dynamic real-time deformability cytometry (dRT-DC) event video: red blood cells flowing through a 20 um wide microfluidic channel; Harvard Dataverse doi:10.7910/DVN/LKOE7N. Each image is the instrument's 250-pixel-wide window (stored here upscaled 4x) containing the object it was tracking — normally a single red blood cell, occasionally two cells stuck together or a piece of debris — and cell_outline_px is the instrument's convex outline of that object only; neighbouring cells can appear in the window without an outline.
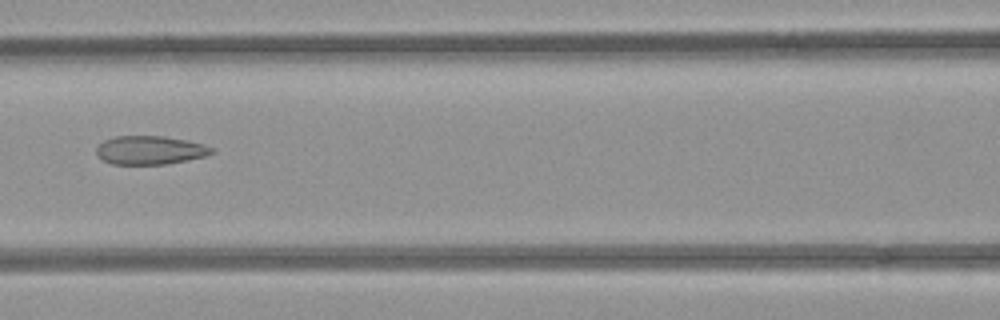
{"species": "common noctule bat (a hibernating species)", "species_latin": "Nyctalus noctula", "temperature_condition": "room temperature", "stored_images_in_passage": 34, "camera_frame_rate_fps": 3000, "um_per_image_px": 0.085, "animal": {"sex": "female", "body_mass_g": 21.9}, "frame": {"image": 1, "passage_image": 9, "time_ms": 2.667, "image_size_px": [1000, 320], "cell_outline_px": [[216, 152], [204, 156], [188, 160], [168, 164], [112, 164], [100, 160], [96, 156], [96, 148], [104, 140], [116, 136], [164, 136], [188, 140], [204, 144], [212, 148]], "centroid_in_image_um": [12.74, 12.77], "position_along_channel_um": 153.9, "area_um2": 19.42}}
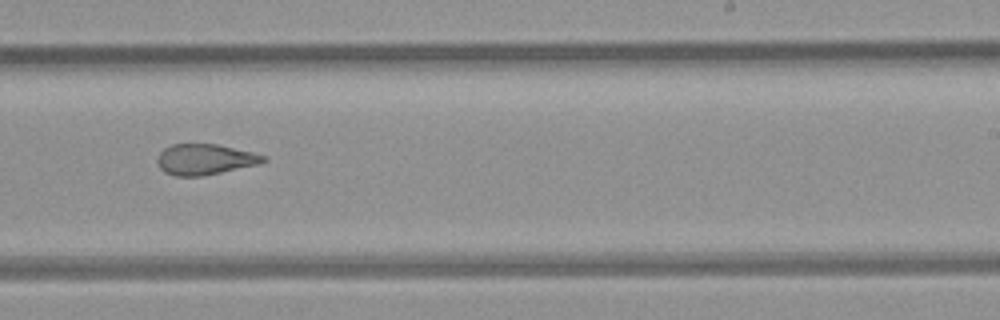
{"frame": {"image": 2, "passage_image": 18, "time_ms": 5.667, "image_size_px": [1000, 320], "cell_outline_px": [[268, 160], [260, 164], [200, 176], [176, 176], [164, 172], [160, 168], [156, 160], [160, 152], [164, 148], [172, 144], [216, 144], [252, 152], [268, 156]], "centroid_in_image_um": [17.43, 13.54], "position_along_channel_um": 271.6, "area_um2": 18.96}}
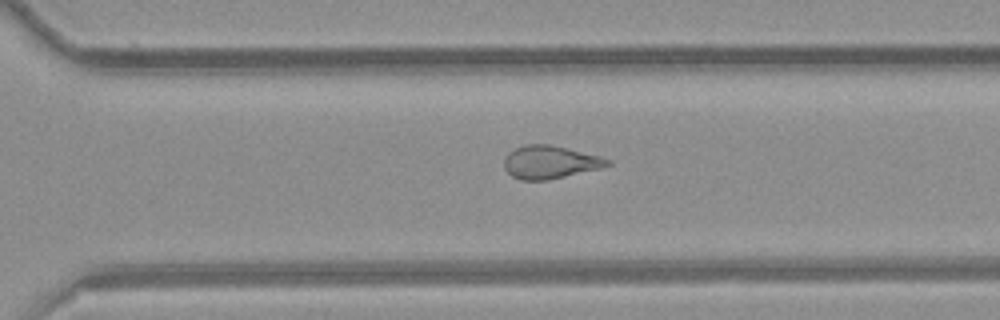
{"frame": {"image": 3, "passage_image": 22, "time_ms": 7.0, "image_size_px": [1000, 320], "cell_outline_px": [[612, 164], [600, 168], [548, 180], [520, 180], [512, 176], [504, 168], [504, 160], [508, 152], [524, 144], [548, 144], [600, 156], [612, 160]], "centroid_in_image_um": [46.74, 13.78], "position_along_channel_um": 323.9, "area_um2": 19.77}, "authors_computed_cell_mechanics": {"area_um2": 19.8254, "velocity_mm_per_s": 3.9367, "shape_relaxation_time_tau1_ms": null, "shape_relaxation_time_tau2_ms": 2.3503, "deformation_change_tau1": null, "deformation_change_tau2": 0.1142}}